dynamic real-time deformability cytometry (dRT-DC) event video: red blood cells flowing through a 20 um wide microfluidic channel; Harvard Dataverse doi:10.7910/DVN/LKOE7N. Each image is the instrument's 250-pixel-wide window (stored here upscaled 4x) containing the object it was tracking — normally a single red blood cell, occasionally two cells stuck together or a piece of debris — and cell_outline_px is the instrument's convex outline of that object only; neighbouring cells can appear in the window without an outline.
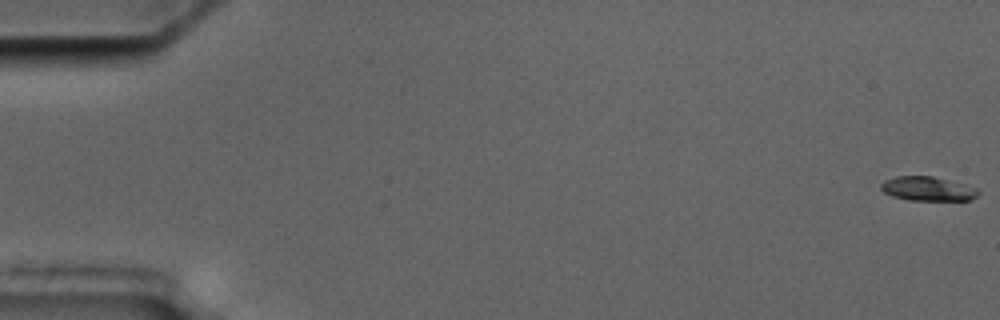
{"species": "common noctule bat (a hibernating species)", "species_latin": "Nyctalus noctula", "temperature_condition": "cold", "stored_images_in_passage": 4, "camera_frame_rate_fps": 3000, "um_per_image_px": 0.085, "animal": {"sex": "male", "body_mass_g": 17.5, "forearm_length_mm": 52.3}, "frame": {"image": 1, "passage_image": 1, "time_ms": 0.0, "image_size_px": [1000, 320], "cell_outline_px": [[980, 192], [972, 200], [908, 200], [892, 196], [884, 192], [880, 188], [880, 184], [884, 180], [896, 176], [932, 176], [964, 184], [976, 188]], "centroid_in_image_um": [78.83, 16.04], "position_along_channel_um": 6.2, "area_um2": 13.7}}
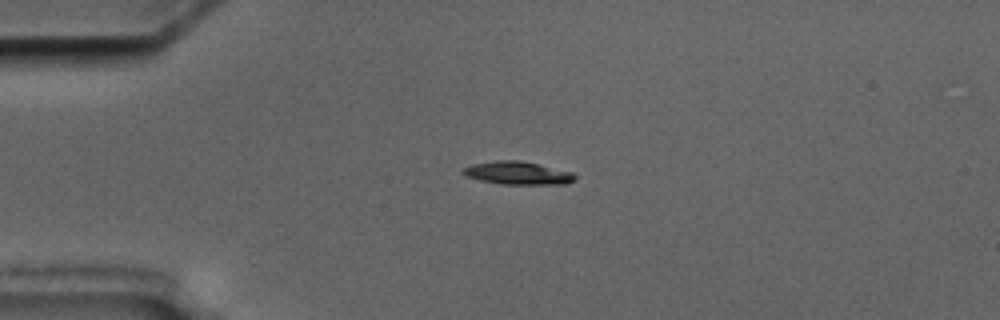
{"frame": {"image": 2, "passage_image": 4, "time_ms": 4.667, "image_size_px": [1000, 320], "cell_outline_px": [[576, 180], [568, 184], [500, 184], [480, 180], [464, 176], [460, 172], [464, 168], [472, 164], [496, 160], [520, 160], [572, 172], [576, 176]], "centroid_in_image_um": [43.99, 14.71], "position_along_channel_um": 41.0, "area_um2": 15.09}}